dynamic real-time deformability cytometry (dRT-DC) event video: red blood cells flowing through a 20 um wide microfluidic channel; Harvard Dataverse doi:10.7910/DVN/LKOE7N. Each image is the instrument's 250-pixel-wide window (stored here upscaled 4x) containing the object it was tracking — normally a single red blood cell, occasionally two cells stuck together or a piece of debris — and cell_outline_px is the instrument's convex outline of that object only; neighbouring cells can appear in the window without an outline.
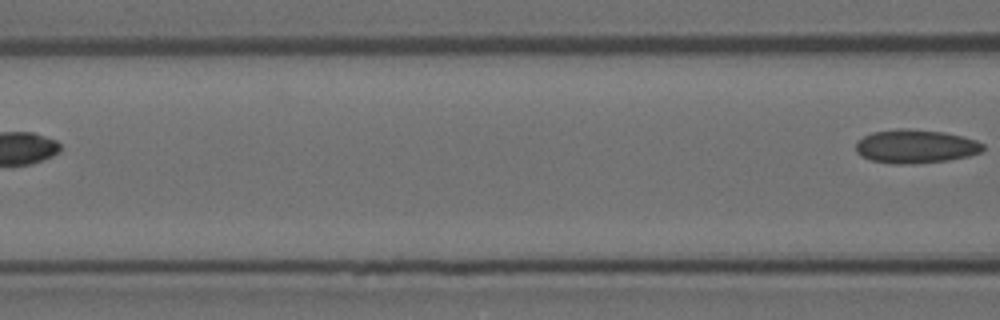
{"species": "Egyptian fruit bat (a non-hibernating species)", "species_latin": "Rousettus aegyptiacus", "temperature_condition": "room temperature", "stored_images_in_passage": 4, "segment_of_instrument_passage": [2, 2], "camera_frame_rate_fps": 3000, "um_per_image_px": 0.085, "animal": {"sex": "female"}, "frame": {"image": 1, "passage_image": 4, "time_ms": 1.0, "image_size_px": [1000, 320], "cell_outline_px": [[984, 152], [968, 156], [948, 160], [912, 164], [892, 164], [872, 160], [860, 156], [856, 152], [856, 140], [872, 132], [900, 128], [944, 132], [964, 136], [976, 140], [984, 144]], "centroid_in_image_um": [77.83, 12.44], "position_along_channel_um": 88.8, "area_um2": 25.14}}